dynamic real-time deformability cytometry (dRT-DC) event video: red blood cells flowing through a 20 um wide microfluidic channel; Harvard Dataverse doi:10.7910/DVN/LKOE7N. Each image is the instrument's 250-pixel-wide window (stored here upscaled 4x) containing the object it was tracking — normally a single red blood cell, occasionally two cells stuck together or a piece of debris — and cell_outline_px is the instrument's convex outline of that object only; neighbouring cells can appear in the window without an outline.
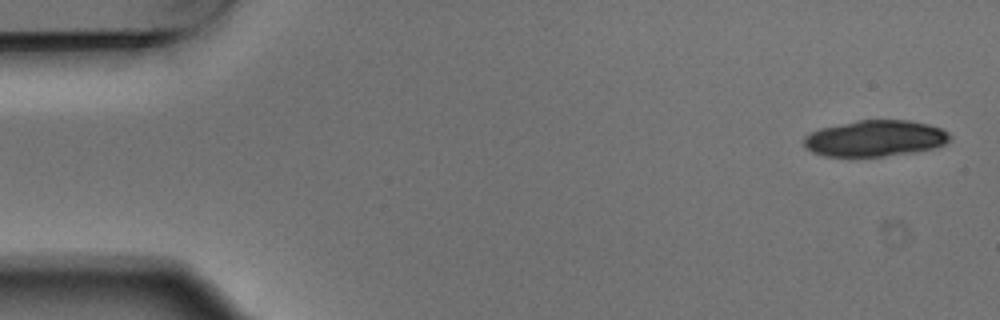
{"species": "Egyptian fruit bat (a non-hibernating species)", "species_latin": "Rousettus aegyptiacus", "temperature_condition": "warm", "stored_images_in_passage": 6, "camera_frame_rate_fps": 3000, "um_per_image_px": 0.085, "animal": {"sex": "male"}, "frame": {"image": 1, "passage_image": 1, "time_ms": 0.0, "image_size_px": [1000, 320], "cell_outline_px": [[952, 136], [944, 144], [936, 148], [912, 152], [884, 156], [824, 156], [812, 152], [804, 148], [804, 136], [820, 128], [860, 120], [912, 120], [928, 124], [940, 128], [948, 132]], "centroid_in_image_um": [74.39, 11.76], "position_along_channel_um": 10.6, "area_um2": 30.75}}